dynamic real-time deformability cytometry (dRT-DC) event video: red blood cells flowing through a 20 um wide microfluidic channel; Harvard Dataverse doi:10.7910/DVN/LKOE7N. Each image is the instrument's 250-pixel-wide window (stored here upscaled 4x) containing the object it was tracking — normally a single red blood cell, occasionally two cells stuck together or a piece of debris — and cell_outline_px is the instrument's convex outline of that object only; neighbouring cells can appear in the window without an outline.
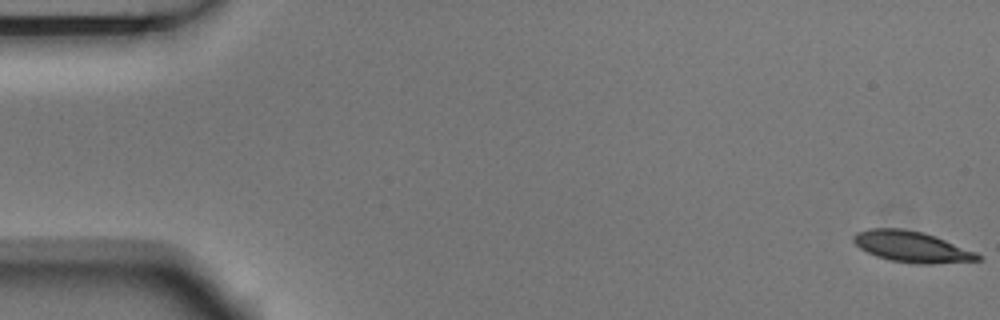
{"species": "Egyptian fruit bat (a non-hibernating species)", "species_latin": "Rousettus aegyptiacus", "temperature_condition": "room temperature", "stored_images_in_passage": 6, "camera_frame_rate_fps": 3000, "um_per_image_px": 0.085, "animal": {"sex": "male"}, "frame": {"image": 1, "passage_image": 1, "time_ms": 0.0, "image_size_px": [1000, 320], "cell_outline_px": [[980, 260], [932, 264], [916, 264], [888, 260], [876, 256], [860, 248], [852, 240], [852, 236], [856, 232], [868, 228], [904, 228], [924, 232], [936, 236], [976, 252], [980, 256]], "centroid_in_image_um": [77.47, 20.96], "position_along_channel_um": 7.5, "area_um2": 22.6}}